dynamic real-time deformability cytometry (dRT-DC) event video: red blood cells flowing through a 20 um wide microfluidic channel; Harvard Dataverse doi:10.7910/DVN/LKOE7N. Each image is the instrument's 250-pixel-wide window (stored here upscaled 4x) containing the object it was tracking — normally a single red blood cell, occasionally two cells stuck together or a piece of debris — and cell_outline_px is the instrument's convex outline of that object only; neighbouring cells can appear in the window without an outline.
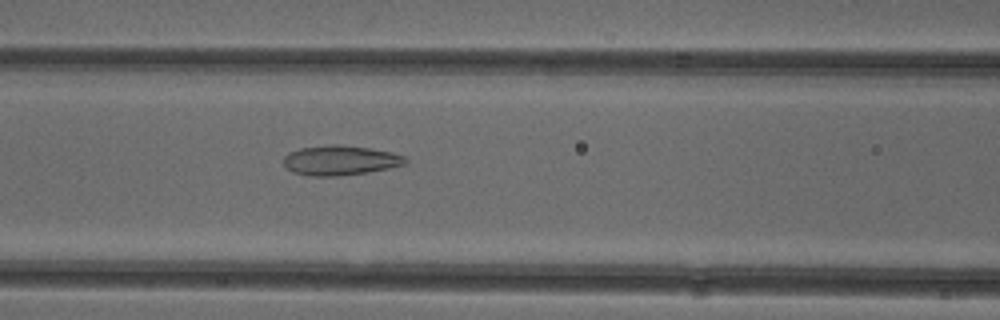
{"species": "common noctule bat (a hibernating species)", "species_latin": "Nyctalus noctula", "temperature_condition": "cold", "stored_images_in_passage": 52, "camera_frame_rate_fps": 3000, "um_per_image_px": 0.085, "animal": {"sex": "female"}, "frame": {"image": 1, "passage_image": 22, "time_ms": 7.0, "image_size_px": [1000, 320], "cell_outline_px": [[408, 160], [404, 164], [388, 168], [368, 172], [340, 176], [308, 176], [292, 172], [284, 164], [284, 156], [288, 152], [300, 148], [332, 144], [340, 144], [368, 148], [392, 152], [404, 156]], "centroid_in_image_um": [28.89, 13.63], "position_along_channel_um": 137.7, "area_um2": 21.15}}
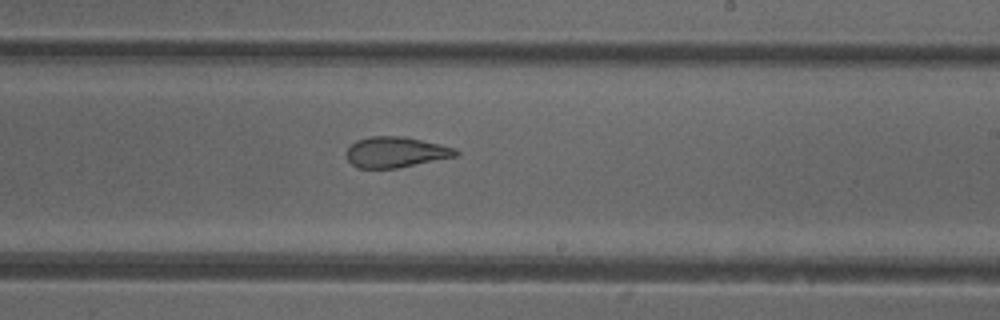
{"frame": {"image": 2, "passage_image": 31, "time_ms": 10.0, "image_size_px": [1000, 320], "cell_outline_px": [[460, 156], [396, 168], [360, 168], [352, 164], [348, 160], [348, 148], [356, 140], [368, 136], [404, 136], [440, 144], [456, 148], [460, 152]], "centroid_in_image_um": [33.7, 12.92], "position_along_channel_um": 255.3, "area_um2": 19.59}}
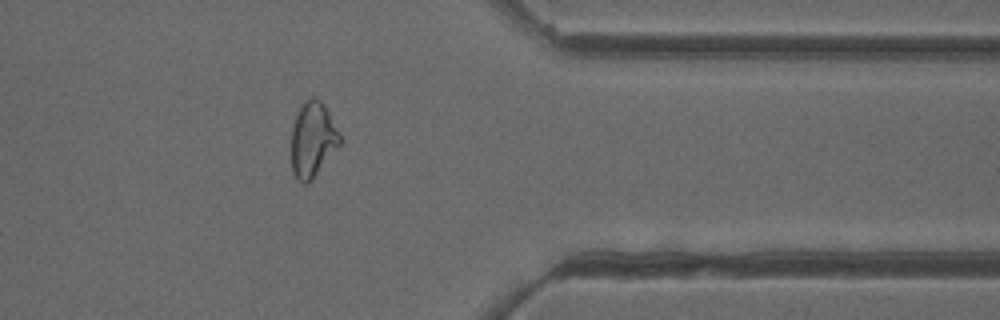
{"frame": {"image": 3, "passage_image": 42, "time_ms": 13.667, "image_size_px": [1000, 320], "cell_outline_px": [[340, 144], [312, 180], [308, 184], [304, 184], [296, 180], [292, 172], [292, 124], [300, 108], [312, 96], [316, 96], [324, 104], [340, 136]], "centroid_in_image_um": [26.56, 11.9], "position_along_channel_um": 384.8, "area_um2": 20.98}, "authors_computed_cell_mechanics": {"area_um2": 23.4957, "velocity_mm_per_s": 3.9302, "shape_relaxation_time_tau1_ms": null, "shape_relaxation_time_tau2_ms": 1.688, "deformation_change_tau1": null, "deformation_change_tau2": 0.0934}}